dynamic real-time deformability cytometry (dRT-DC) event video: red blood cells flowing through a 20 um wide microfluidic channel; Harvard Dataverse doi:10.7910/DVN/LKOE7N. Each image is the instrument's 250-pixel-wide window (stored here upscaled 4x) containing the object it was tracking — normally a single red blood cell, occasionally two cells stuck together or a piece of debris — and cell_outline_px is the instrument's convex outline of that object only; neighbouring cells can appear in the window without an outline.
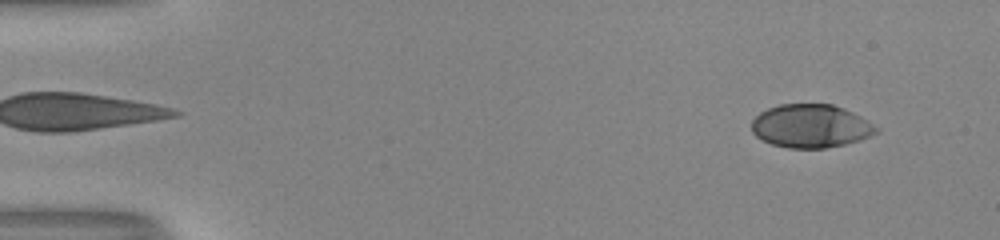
{"species": "human", "species_latin": "Homo sapiens", "temperature_condition": "room temperature", "stored_images_in_passage": 51, "camera_frame_rate_fps": 3000, "um_per_image_px": 0.085, "donor": {"sex": "male"}, "frame": {"image": 1, "passage_image": 4, "time_ms": 1.0, "image_size_px": [1000, 240], "cell_outline_px": [[880, 132], [860, 140], [844, 144], [824, 148], [788, 148], [772, 144], [756, 136], [752, 132], [752, 120], [760, 112], [768, 108], [780, 104], [832, 104], [844, 108], [868, 120], [880, 128]], "centroid_in_image_um": [68.94, 10.71], "position_along_channel_um": 16.1, "area_um2": 31.56}}
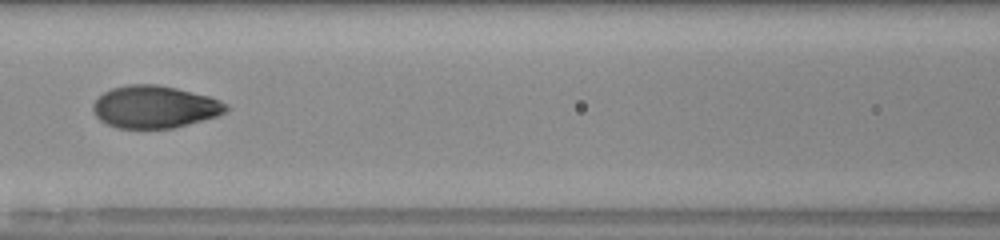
{"frame": {"image": 2, "passage_image": 24, "time_ms": 7.667, "image_size_px": [1000, 240], "cell_outline_px": [[228, 108], [224, 112], [216, 116], [188, 124], [172, 128], [116, 128], [100, 120], [96, 116], [92, 108], [92, 104], [104, 92], [112, 88], [128, 84], [156, 84], [176, 88], [208, 96], [220, 100], [228, 104]], "centroid_in_image_um": [13.13, 9.08], "position_along_channel_um": 153.5, "area_um2": 32.66}}
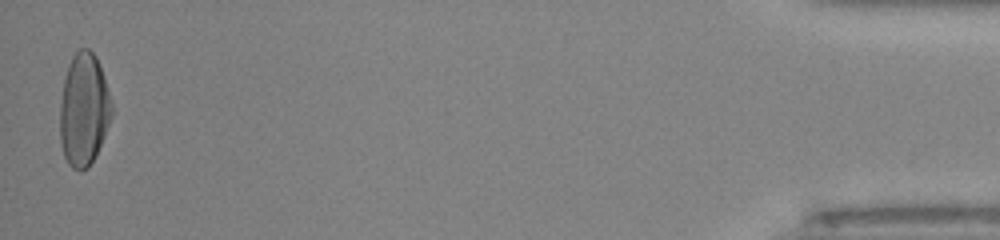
{"frame": {"image": 3, "passage_image": 51, "time_ms": 16.667, "image_size_px": [1000, 240], "cell_outline_px": [[112, 116], [104, 136], [88, 168], [80, 172], [72, 168], [68, 164], [64, 156], [60, 140], [60, 104], [64, 76], [68, 64], [72, 56], [80, 48], [88, 48], [96, 56], [104, 76], [112, 104]], "centroid_in_image_um": [7.11, 9.31], "position_along_channel_um": 428.1, "area_um2": 34.04}, "authors_computed_cell_mechanics": {"area_um2": 32.657, "velocity_mm_per_s": 4.0769, "shape_relaxation_time_tau1_ms": 3.7671, "shape_relaxation_time_tau2_ms": null, "deformation_change_tau1": 0.1871, "deformation_change_tau2": null}}